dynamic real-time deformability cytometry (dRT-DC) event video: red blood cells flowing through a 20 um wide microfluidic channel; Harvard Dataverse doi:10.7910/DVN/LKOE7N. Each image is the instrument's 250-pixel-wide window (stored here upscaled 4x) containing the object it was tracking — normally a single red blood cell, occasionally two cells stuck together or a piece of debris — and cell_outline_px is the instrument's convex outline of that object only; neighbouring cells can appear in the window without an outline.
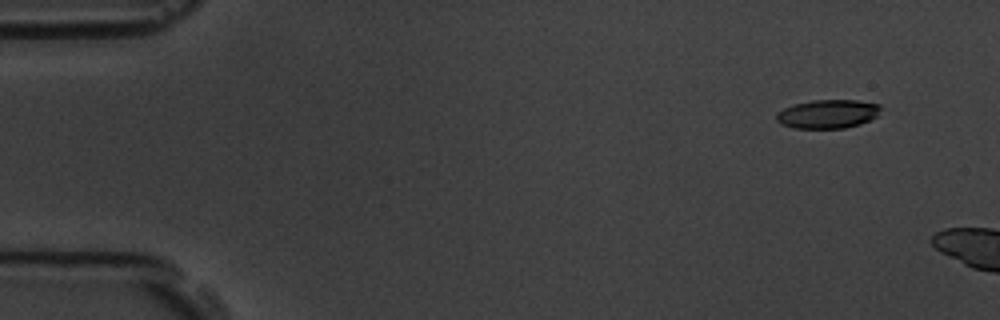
{"species": "common noctule bat (a hibernating species)", "species_latin": "Nyctalus noctula", "temperature_condition": "room temperature", "stored_images_in_passage": 3, "camera_frame_rate_fps": 3000, "um_per_image_px": 0.085, "animal": {"sex": "male", "body_mass_g": 19.5, "forearm_length_mm": 54.6}, "frame": {"image": 1, "passage_image": 1, "time_ms": 0.0, "image_size_px": [1000, 320], "cell_outline_px": [[880, 108], [876, 116], [860, 124], [844, 128], [792, 128], [780, 124], [776, 120], [776, 112], [784, 108], [796, 104], [812, 100], [856, 100], [880, 104]], "centroid_in_image_um": [70.32, 9.69], "position_along_channel_um": 14.7, "area_um2": 17.4}}